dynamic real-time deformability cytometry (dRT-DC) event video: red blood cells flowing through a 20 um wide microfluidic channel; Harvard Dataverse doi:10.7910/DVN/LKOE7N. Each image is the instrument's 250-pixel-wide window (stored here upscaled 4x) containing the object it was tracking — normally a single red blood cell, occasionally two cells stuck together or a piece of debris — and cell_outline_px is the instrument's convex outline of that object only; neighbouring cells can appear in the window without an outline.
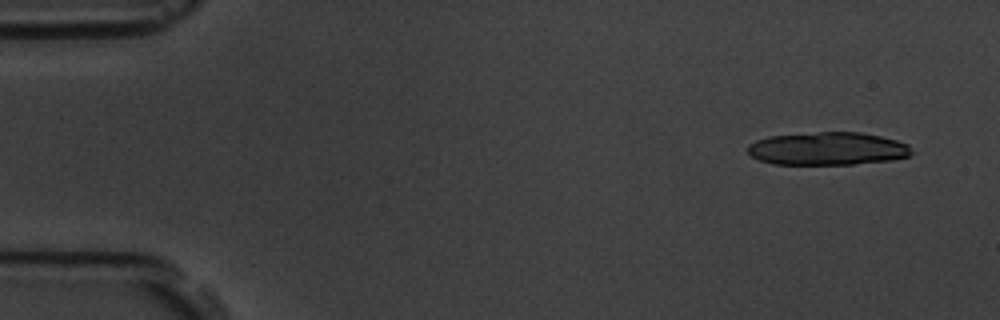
{"species": "common noctule bat (a hibernating species)", "species_latin": "Nyctalus noctula", "temperature_condition": "room temperature", "stored_images_in_passage": 4, "camera_frame_rate_fps": 3000, "um_per_image_px": 0.085, "animal": {"sex": "male", "body_mass_g": 19.5, "forearm_length_mm": 54.6}, "frame": {"image": 1, "passage_image": 2, "time_ms": 1.0, "image_size_px": [1000, 320], "cell_outline_px": [[912, 152], [908, 156], [892, 160], [852, 164], [772, 164], [760, 160], [752, 156], [748, 152], [748, 144], [756, 140], [768, 136], [820, 132], [860, 132], [880, 136], [896, 140], [908, 144]], "centroid_in_image_um": [70.34, 12.63], "position_along_channel_um": 14.7, "area_um2": 31.39}}